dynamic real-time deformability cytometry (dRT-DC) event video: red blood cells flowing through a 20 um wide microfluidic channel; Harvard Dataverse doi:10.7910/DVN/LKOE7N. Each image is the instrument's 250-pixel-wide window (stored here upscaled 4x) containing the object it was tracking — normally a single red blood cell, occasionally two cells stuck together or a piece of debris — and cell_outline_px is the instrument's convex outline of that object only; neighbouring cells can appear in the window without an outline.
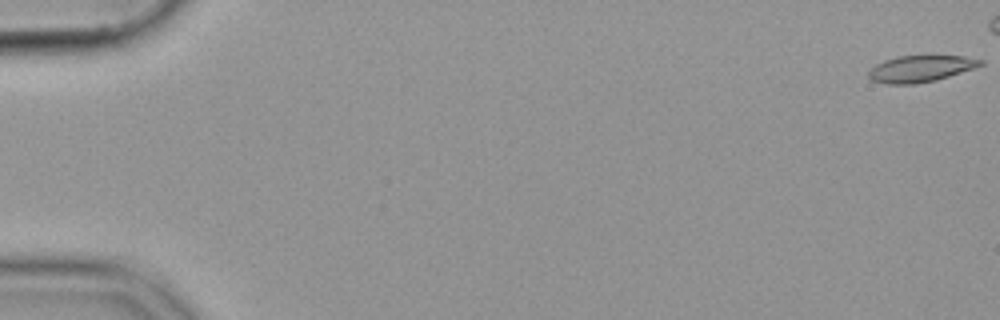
{"species": "common noctule bat (a hibernating species)", "species_latin": "Nyctalus noctula", "temperature_condition": "cold", "stored_images_in_passage": 15, "camera_frame_rate_fps": 3000, "um_per_image_px": 0.085, "animal": {"sex": "female", "body_mass_g": 19.9}, "frame": {"image": 1, "passage_image": 1, "time_ms": 0.0, "image_size_px": [1000, 320], "cell_outline_px": [[984, 64], [936, 80], [916, 84], [888, 84], [872, 80], [868, 76], [868, 72], [876, 64], [884, 60], [896, 56], [964, 56], [984, 60]], "centroid_in_image_um": [78.22, 5.84], "position_along_channel_um": 6.8, "area_um2": 17.11}}